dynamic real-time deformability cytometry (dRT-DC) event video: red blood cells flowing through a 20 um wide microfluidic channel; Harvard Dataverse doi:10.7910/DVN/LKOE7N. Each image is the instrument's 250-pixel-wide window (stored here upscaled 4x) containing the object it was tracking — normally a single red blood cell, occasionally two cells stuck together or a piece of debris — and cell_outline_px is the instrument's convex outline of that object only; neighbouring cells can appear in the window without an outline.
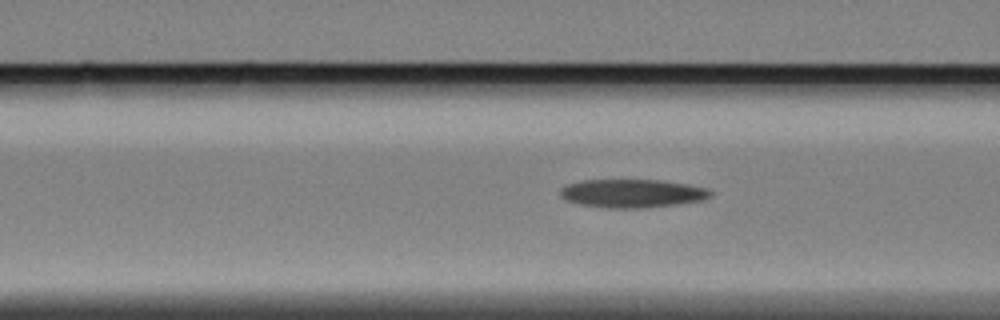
{"species": "Egyptian fruit bat (a non-hibernating species)", "species_latin": "Rousettus aegyptiacus", "temperature_condition": "cold", "stored_images_in_passage": 31, "camera_frame_rate_fps": 3000, "um_per_image_px": 0.085, "animal": {"sex": "female"}, "frame": {"image": 1, "passage_image": 7, "time_ms": 2.0, "image_size_px": [1000, 320], "cell_outline_px": [[712, 196], [700, 200], [676, 204], [644, 208], [604, 208], [580, 204], [568, 200], [560, 196], [560, 188], [568, 184], [584, 180], [660, 180], [688, 184], [708, 188], [712, 192]], "centroid_in_image_um": [53.74, 16.43], "position_along_channel_um": 112.9, "area_um2": 24.8}}
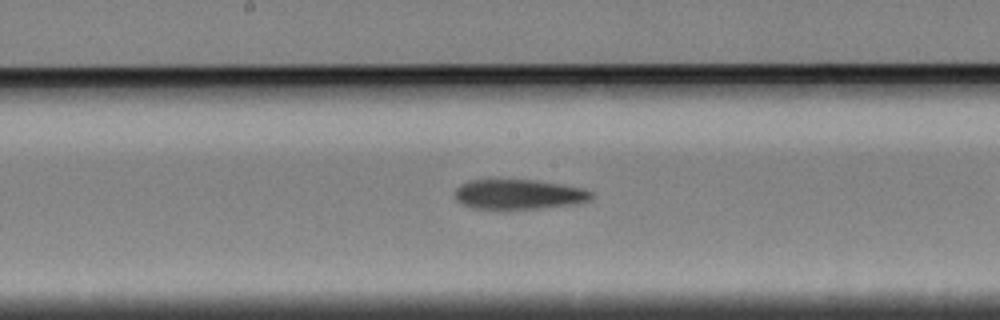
{"frame": {"image": 2, "passage_image": 15, "time_ms": 4.667, "image_size_px": [1000, 320], "cell_outline_px": [[592, 196], [588, 200], [568, 204], [504, 212], [472, 208], [456, 200], [452, 196], [456, 188], [460, 184], [468, 180], [492, 176], [536, 180], [584, 188], [592, 192]], "centroid_in_image_um": [43.91, 16.49], "position_along_channel_um": 204.3, "area_um2": 25.26}}
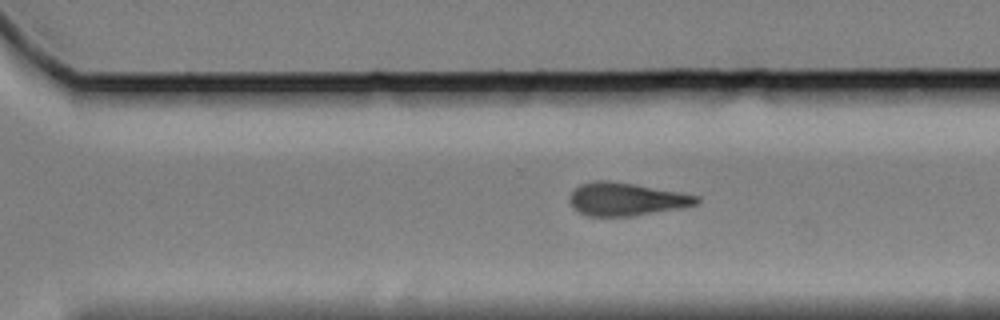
{"frame": {"image": 3, "passage_image": 25, "time_ms": 8.0, "image_size_px": [1000, 320], "cell_outline_px": [[700, 200], [696, 204], [676, 208], [632, 216], [588, 216], [580, 212], [568, 200], [568, 196], [580, 184], [596, 180], [608, 180], [632, 184], [700, 196]], "centroid_in_image_um": [53.18, 16.92], "position_along_channel_um": 317.4, "area_um2": 23.87}}